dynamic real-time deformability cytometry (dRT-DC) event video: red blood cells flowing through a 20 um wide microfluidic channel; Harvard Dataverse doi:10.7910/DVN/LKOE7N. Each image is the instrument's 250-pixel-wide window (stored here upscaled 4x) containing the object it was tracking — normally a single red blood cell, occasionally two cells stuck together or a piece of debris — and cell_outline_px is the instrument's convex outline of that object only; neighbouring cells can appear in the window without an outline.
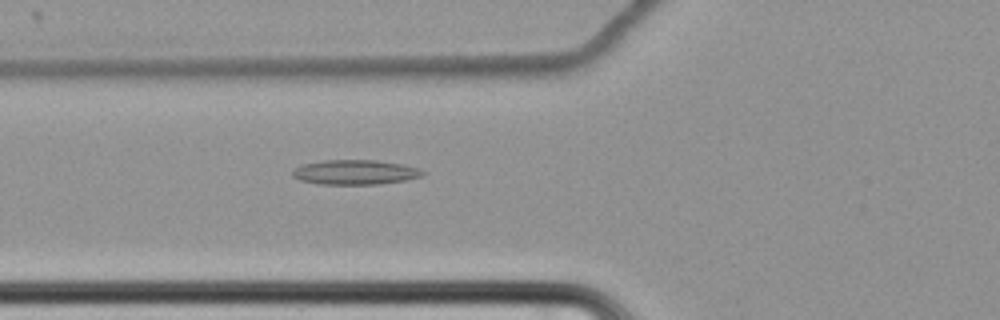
{"species": "common noctule bat (a hibernating species)", "species_latin": "Nyctalus noctula", "temperature_condition": "cold", "stored_images_in_passage": 63, "camera_frame_rate_fps": 3000, "um_per_image_px": 0.085, "animal": {"sex": "female", "body_mass_g": 22.7, "forearm_length_mm": 54.2}, "frame": {"image": 1, "passage_image": 26, "time_ms": 8.333, "image_size_px": [1000, 320], "cell_outline_px": [[428, 172], [424, 176], [404, 180], [380, 184], [316, 184], [300, 180], [292, 176], [292, 172], [296, 168], [304, 164], [324, 160], [376, 160], [404, 164], [420, 168]], "centroid_in_image_um": [30.25, 14.64], "position_along_channel_um": 95.6, "area_um2": 18.9}}
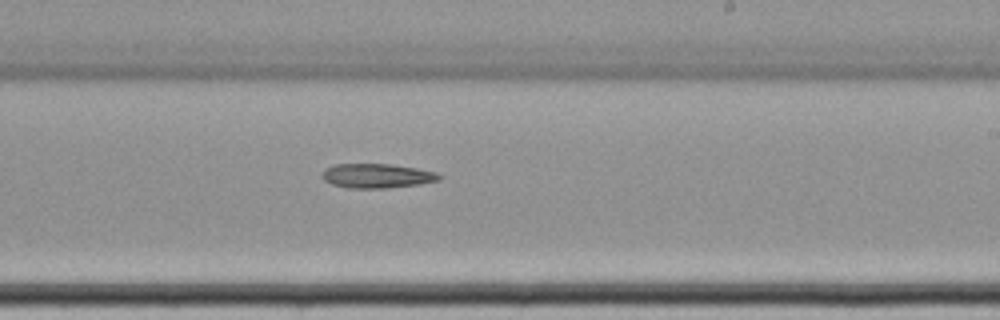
{"frame": {"image": 2, "passage_image": 40, "time_ms": 13.0, "image_size_px": [1000, 320], "cell_outline_px": [[444, 176], [440, 180], [420, 184], [388, 188], [348, 188], [332, 184], [324, 180], [320, 176], [324, 168], [336, 164], [388, 164], [416, 168], [436, 172]], "centroid_in_image_um": [32.04, 14.95], "position_along_channel_um": 257.0, "area_um2": 16.76}}
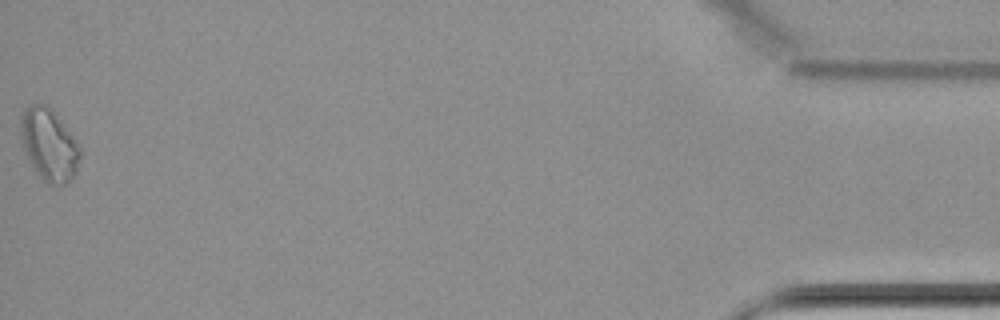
{"frame": {"image": 3, "passage_image": 63, "time_ms": 20.667, "image_size_px": [1000, 320], "cell_outline_px": [[80, 156], [76, 172], [64, 184], [48, 184], [40, 176], [32, 164], [24, 148], [20, 136], [20, 116], [24, 108], [32, 104], [44, 104], [52, 108], [56, 112], [80, 148]], "centroid_in_image_um": [4.15, 12.24], "position_along_channel_um": 431.1, "area_um2": 24.57}}